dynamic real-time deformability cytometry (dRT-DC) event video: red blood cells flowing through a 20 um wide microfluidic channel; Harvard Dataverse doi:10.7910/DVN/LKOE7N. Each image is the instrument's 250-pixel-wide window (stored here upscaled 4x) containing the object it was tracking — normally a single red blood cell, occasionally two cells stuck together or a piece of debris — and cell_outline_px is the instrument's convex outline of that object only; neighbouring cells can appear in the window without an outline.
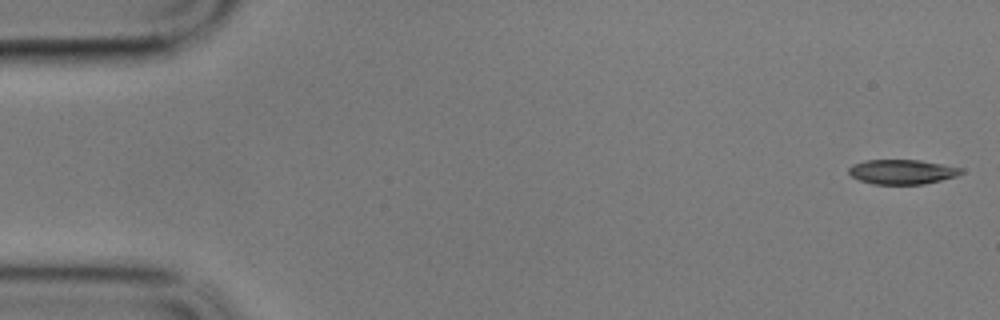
{"species": "common noctule bat (a hibernating species)", "species_latin": "Nyctalus noctula", "temperature_condition": "cold", "stored_images_in_passage": 58, "camera_frame_rate_fps": 3000, "um_per_image_px": 0.085, "animal": {"sex": "male", "body_mass_g": 17.9}, "frame": {"image": 1, "passage_image": 1, "time_ms": 0.0, "image_size_px": [1000, 320], "cell_outline_px": [[964, 172], [956, 176], [924, 184], [872, 184], [860, 180], [852, 176], [848, 172], [848, 168], [852, 164], [864, 160], [920, 160], [964, 168]], "centroid_in_image_um": [76.68, 14.6], "position_along_channel_um": 8.3, "area_um2": 16.18}}
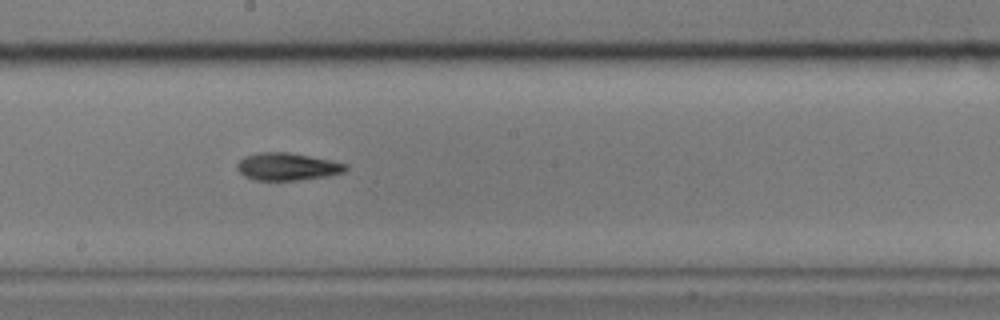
{"frame": {"image": 2, "passage_image": 31, "time_ms": 10.0, "image_size_px": [1000, 320], "cell_outline_px": [[348, 168], [344, 172], [328, 176], [300, 180], [252, 180], [244, 176], [236, 168], [236, 164], [244, 156], [260, 152], [288, 152], [348, 164]], "centroid_in_image_um": [24.39, 14.17], "position_along_channel_um": 223.8, "area_um2": 17.4}}
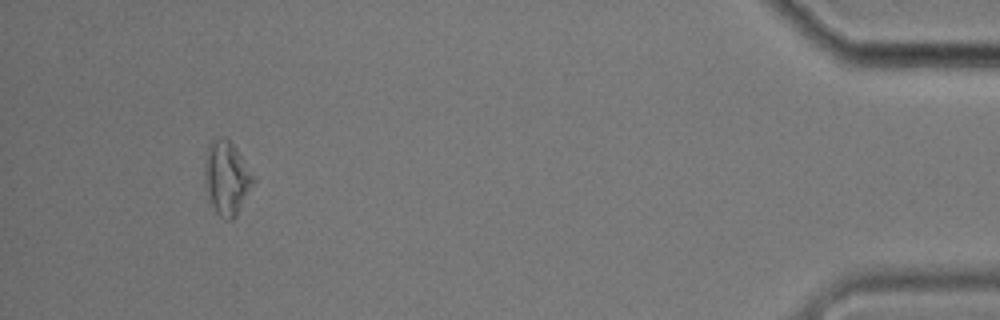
{"frame": {"image": 3, "passage_image": 54, "time_ms": 17.667, "image_size_px": [1000, 320], "cell_outline_px": [[256, 180], [236, 216], [232, 220], [224, 220], [216, 212], [208, 196], [204, 184], [204, 172], [208, 144], [212, 140], [220, 136], [228, 140], [236, 148], [256, 176]], "centroid_in_image_um": [19.28, 15.13], "position_along_channel_um": 415.9, "area_um2": 21.04}, "authors_computed_cell_mechanics": {"area_um2": 17.5134, "velocity_mm_per_s": 3.3891, "shape_relaxation_time_tau1_ms": 3.8237, "shape_relaxation_time_tau2_ms": 10.4265, "deformation_change_tau1": 0.1119, "deformation_change_tau2": 0.2099}}